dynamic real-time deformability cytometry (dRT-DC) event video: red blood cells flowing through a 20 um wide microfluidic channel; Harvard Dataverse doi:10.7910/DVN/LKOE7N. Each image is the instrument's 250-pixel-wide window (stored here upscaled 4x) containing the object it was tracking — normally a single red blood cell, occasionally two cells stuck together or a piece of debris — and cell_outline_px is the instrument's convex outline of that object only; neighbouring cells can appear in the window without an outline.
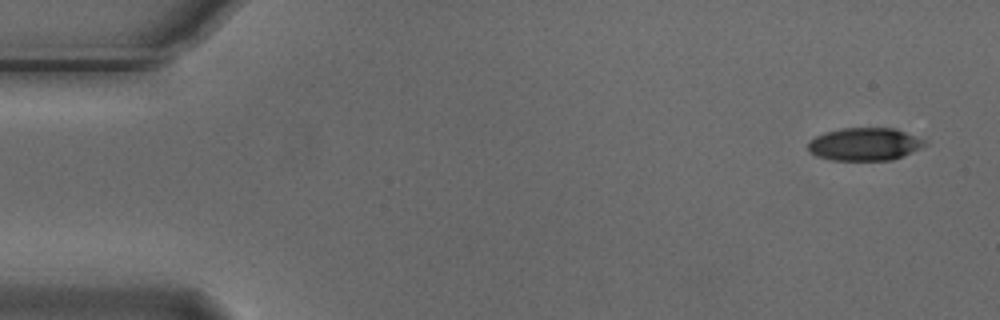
{"species": "Egyptian fruit bat (a non-hibernating species)", "species_latin": "Rousettus aegyptiacus", "temperature_condition": "cold", "stored_images_in_passage": 4, "camera_frame_rate_fps": 3000, "um_per_image_px": 0.085, "animal": {"sex": "male"}, "frame": {"image": 1, "passage_image": 1, "time_ms": 0.0, "image_size_px": [1000, 320], "cell_outline_px": [[928, 144], [892, 160], [832, 160], [816, 156], [808, 152], [808, 140], [824, 132], [840, 128], [892, 128], [904, 132], [924, 140]], "centroid_in_image_um": [73.41, 12.25], "position_along_channel_um": 11.6, "area_um2": 22.2}}